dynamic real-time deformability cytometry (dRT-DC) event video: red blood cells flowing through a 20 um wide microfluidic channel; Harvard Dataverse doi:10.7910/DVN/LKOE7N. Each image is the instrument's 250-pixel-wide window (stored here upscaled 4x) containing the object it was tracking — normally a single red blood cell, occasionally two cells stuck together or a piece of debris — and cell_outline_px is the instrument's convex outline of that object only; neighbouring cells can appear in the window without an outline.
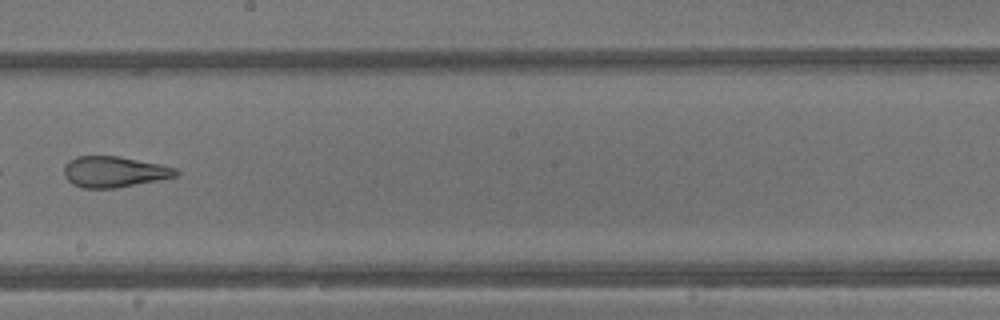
{"species": "common noctule bat (a hibernating species)", "species_latin": "Nyctalus noctula", "temperature_condition": "warm", "stored_images_in_passage": 41, "camera_frame_rate_fps": 3000, "um_per_image_px": 0.085, "animal": {"sex": "male", "body_mass_g": 13.3}, "frame": {"image": 1, "passage_image": 24, "time_ms": 7.667, "image_size_px": [1000, 320], "cell_outline_px": [[180, 172], [176, 176], [116, 188], [84, 188], [72, 184], [64, 176], [64, 164], [68, 160], [76, 156], [116, 156], [160, 164], [176, 168]], "centroid_in_image_um": [9.66, 14.6], "position_along_channel_um": 238.5, "area_um2": 20.06}}